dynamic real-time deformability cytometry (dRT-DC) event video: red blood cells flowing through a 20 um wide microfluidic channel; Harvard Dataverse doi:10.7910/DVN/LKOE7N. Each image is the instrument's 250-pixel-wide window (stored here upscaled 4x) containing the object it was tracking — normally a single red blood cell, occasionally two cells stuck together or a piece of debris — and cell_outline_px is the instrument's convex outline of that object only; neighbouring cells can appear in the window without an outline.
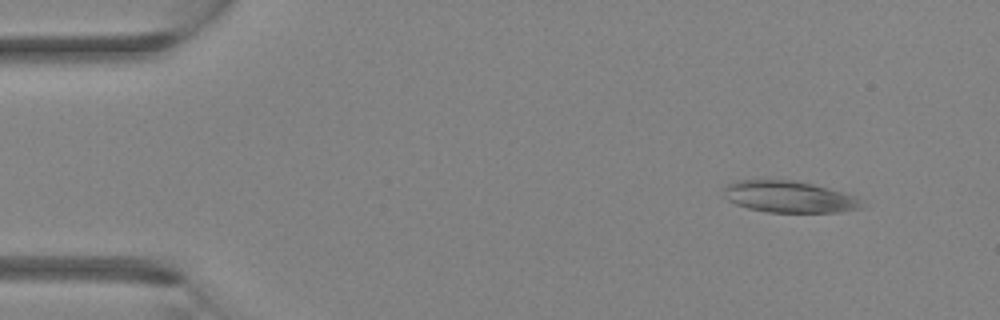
{"species": "Egyptian fruit bat (a non-hibernating species)", "species_latin": "Rousettus aegyptiacus", "temperature_condition": "room temperature", "stored_images_in_passage": 38, "camera_frame_rate_fps": 3000, "um_per_image_px": 0.085, "animal": {"sex": "female"}, "frame": {"image": 1, "passage_image": 3, "time_ms": 0.667, "image_size_px": [1000, 320], "cell_outline_px": [[864, 208], [840, 212], [768, 212], [748, 208], [736, 204], [728, 200], [724, 196], [724, 188], [728, 184], [736, 180], [796, 180], [828, 188], [856, 196], [860, 200]], "centroid_in_image_um": [67.08, 16.73], "position_along_channel_um": 17.9, "area_um2": 25.37}}
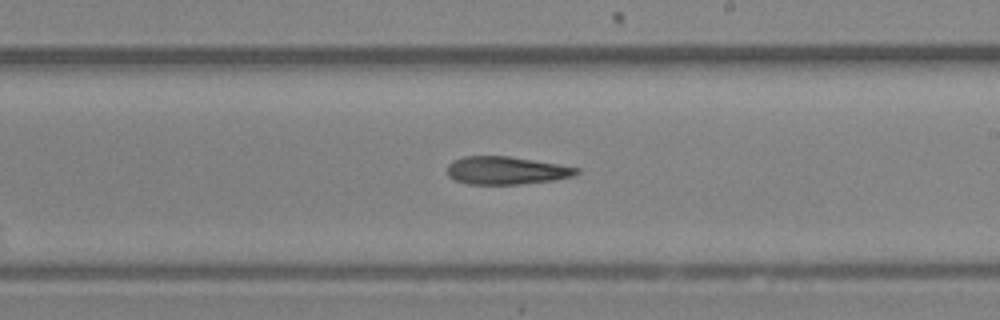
{"frame": {"image": 2, "passage_image": 22, "time_ms": 7.0, "image_size_px": [1000, 320], "cell_outline_px": [[580, 172], [572, 176], [556, 180], [520, 184], [468, 184], [456, 180], [448, 176], [448, 164], [452, 160], [464, 156], [508, 156], [580, 168]], "centroid_in_image_um": [43.02, 14.49], "position_along_channel_um": 246.0, "area_um2": 20.92}}
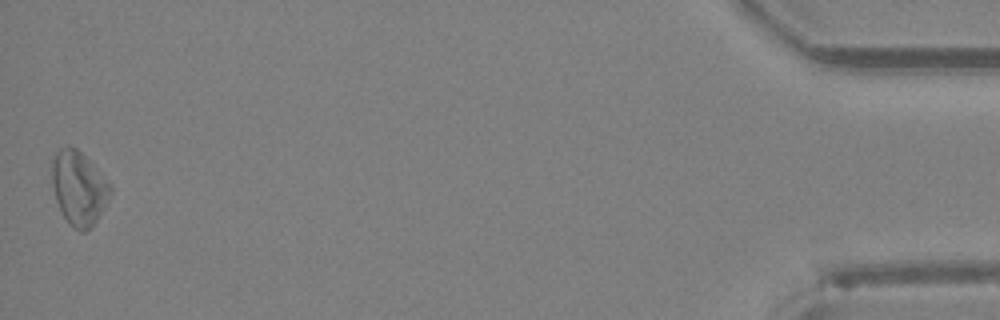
{"frame": {"image": 3, "passage_image": 38, "time_ms": 12.333, "image_size_px": [1000, 320], "cell_outline_px": [[112, 192], [104, 208], [92, 228], [84, 232], [80, 232], [72, 228], [64, 216], [56, 200], [52, 184], [52, 160], [56, 152], [60, 148], [68, 144], [76, 148], [112, 184]], "centroid_in_image_um": [6.71, 16.0], "position_along_channel_um": 428.5, "area_um2": 25.26}}